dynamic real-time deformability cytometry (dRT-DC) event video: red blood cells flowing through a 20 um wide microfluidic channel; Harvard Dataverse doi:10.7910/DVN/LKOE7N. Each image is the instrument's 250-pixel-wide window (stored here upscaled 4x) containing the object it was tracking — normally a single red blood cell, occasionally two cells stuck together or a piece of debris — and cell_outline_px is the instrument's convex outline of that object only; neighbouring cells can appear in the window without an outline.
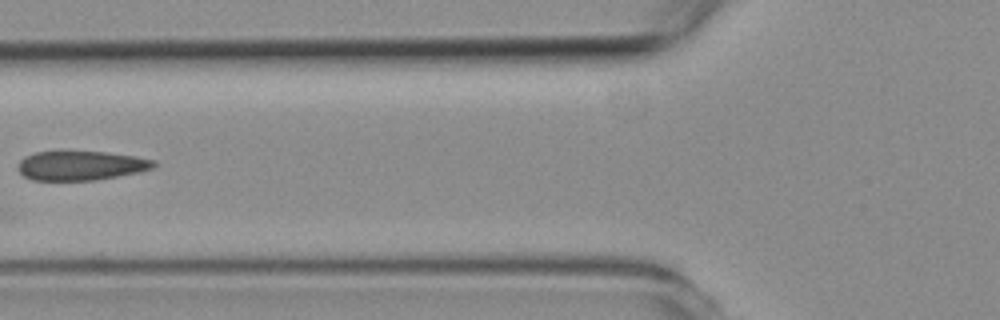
{"species": "common noctule bat (a hibernating species)", "species_latin": "Nyctalus noctula", "temperature_condition": "room temperature", "stored_images_in_passage": 5, "camera_frame_rate_fps": 3000, "um_per_image_px": 0.085, "animal": {"sex": "female", "body_mass_g": 19.3, "forearm_length_mm": 54.1}, "frame": {"image": 1, "passage_image": 4, "time_ms": 4.333, "image_size_px": [1000, 320], "cell_outline_px": [[156, 168], [140, 172], [96, 180], [32, 180], [24, 176], [16, 168], [20, 160], [24, 156], [36, 152], [108, 152], [136, 156], [156, 160]], "centroid_in_image_um": [6.91, 14.08], "position_along_channel_um": 118.9, "area_um2": 23.35}}
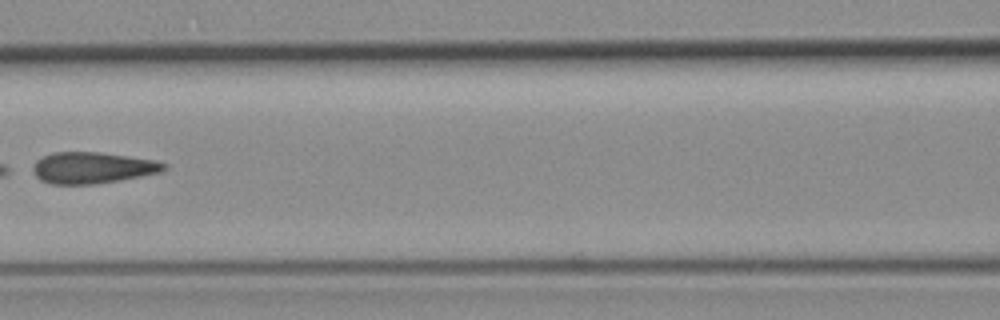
{"frame": {"image": 2, "passage_image": 5, "time_ms": 5.333, "image_size_px": [1000, 320], "cell_outline_px": [[168, 168], [160, 172], [120, 180], [96, 184], [52, 184], [40, 180], [32, 172], [32, 168], [36, 160], [44, 156], [56, 152], [100, 152], [156, 160], [168, 164]], "centroid_in_image_um": [7.87, 14.26], "position_along_channel_um": 158.7, "area_um2": 23.99}}